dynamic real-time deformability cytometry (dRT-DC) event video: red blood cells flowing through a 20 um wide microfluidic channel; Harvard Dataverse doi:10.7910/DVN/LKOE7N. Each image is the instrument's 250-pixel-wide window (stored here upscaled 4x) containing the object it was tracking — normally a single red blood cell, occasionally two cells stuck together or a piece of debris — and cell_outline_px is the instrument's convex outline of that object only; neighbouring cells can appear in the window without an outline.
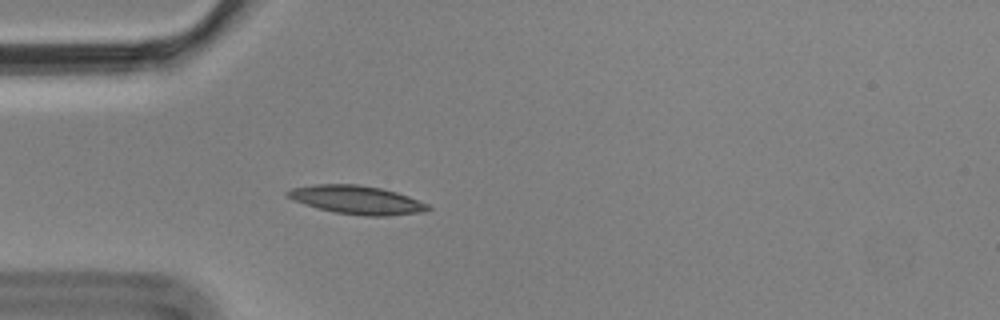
{"species": "Egyptian fruit bat (a non-hibernating species)", "species_latin": "Rousettus aegyptiacus", "temperature_condition": "cold", "stored_images_in_passage": 5, "camera_frame_rate_fps": 3000, "um_per_image_px": 0.085, "animal": {"sex": "male"}, "frame": {"image": 1, "passage_image": 5, "time_ms": 1.333, "image_size_px": [1000, 320], "cell_outline_px": [[432, 208], [424, 212], [388, 216], [368, 216], [336, 212], [304, 204], [292, 200], [284, 192], [292, 188], [312, 184], [360, 184], [380, 188], [396, 192], [408, 196], [428, 204]], "centroid_in_image_um": [30.33, 16.98], "position_along_channel_um": 54.7, "area_um2": 23.24}}